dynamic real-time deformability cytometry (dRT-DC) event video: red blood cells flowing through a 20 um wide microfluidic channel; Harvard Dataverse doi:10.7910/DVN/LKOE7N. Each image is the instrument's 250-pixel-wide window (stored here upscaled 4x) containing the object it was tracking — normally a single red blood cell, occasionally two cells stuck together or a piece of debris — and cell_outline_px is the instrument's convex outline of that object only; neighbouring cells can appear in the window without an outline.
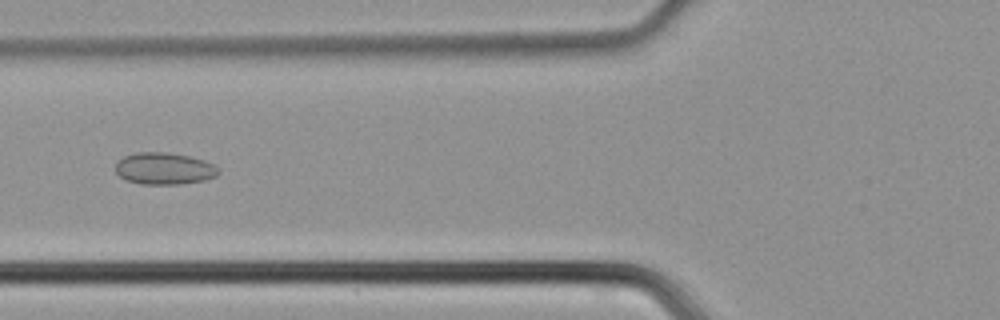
{"species": "common noctule bat (a hibernating species)", "species_latin": "Nyctalus noctula", "temperature_condition": "cold", "stored_images_in_passage": 46, "camera_frame_rate_fps": 3000, "um_per_image_px": 0.085, "animal": {"sex": "male", "body_mass_g": 21.5, "forearm_length_mm": 52.0}, "frame": {"image": 1, "passage_image": 18, "time_ms": 5.667, "image_size_px": [1000, 320], "cell_outline_px": [[220, 172], [216, 176], [204, 180], [176, 184], [140, 184], [128, 180], [120, 176], [116, 172], [116, 164], [124, 156], [136, 152], [168, 152], [188, 156], [204, 160], [220, 168]], "centroid_in_image_um": [13.98, 14.32], "position_along_channel_um": 111.8, "area_um2": 19.02}}
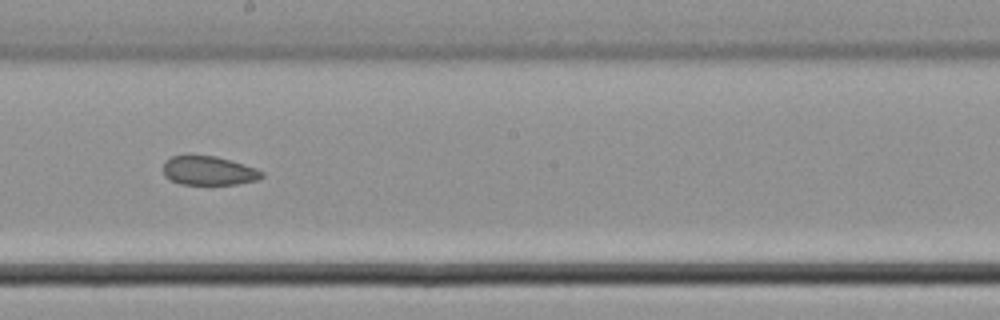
{"frame": {"image": 2, "passage_image": 26, "time_ms": 8.333, "image_size_px": [1000, 320], "cell_outline_px": [[264, 176], [256, 180], [236, 184], [180, 184], [164, 176], [164, 160], [172, 156], [188, 152], [216, 156], [256, 168], [264, 172]], "centroid_in_image_um": [17.69, 14.46], "position_along_channel_um": 230.5, "area_um2": 17.11}}
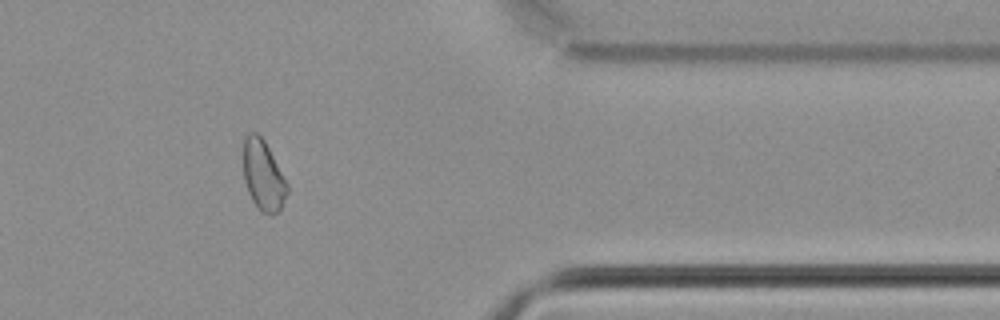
{"frame": {"image": 3, "passage_image": 38, "time_ms": 12.333, "image_size_px": [1000, 320], "cell_outline_px": [[288, 192], [280, 208], [272, 216], [260, 212], [256, 208], [248, 192], [244, 180], [244, 136], [248, 132], [256, 132], [264, 140], [288, 184]], "centroid_in_image_um": [22.36, 14.93], "position_along_channel_um": 389.0, "area_um2": 17.92}}